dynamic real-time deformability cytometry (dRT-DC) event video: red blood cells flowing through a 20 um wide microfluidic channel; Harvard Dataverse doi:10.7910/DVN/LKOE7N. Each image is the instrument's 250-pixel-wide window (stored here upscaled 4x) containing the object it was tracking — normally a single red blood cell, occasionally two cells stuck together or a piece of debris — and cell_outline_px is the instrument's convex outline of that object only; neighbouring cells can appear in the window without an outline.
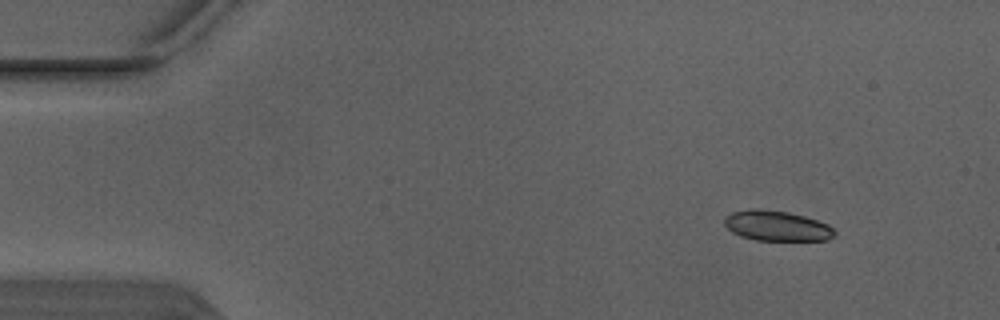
{"species": "Egyptian fruit bat (a non-hibernating species)", "species_latin": "Rousettus aegyptiacus", "temperature_condition": "warm", "stored_images_in_passage": 5, "camera_frame_rate_fps": 3000, "um_per_image_px": 0.085, "animal": {"sex": "male"}, "frame": {"image": 1, "passage_image": 2, "time_ms": 0.333, "image_size_px": [1000, 320], "cell_outline_px": [[836, 232], [828, 240], [756, 240], [740, 236], [732, 232], [724, 224], [724, 216], [732, 212], [752, 208], [756, 208], [788, 212], [804, 216], [828, 224]], "centroid_in_image_um": [65.99, 19.19], "position_along_channel_um": 19.0, "area_um2": 19.36}}
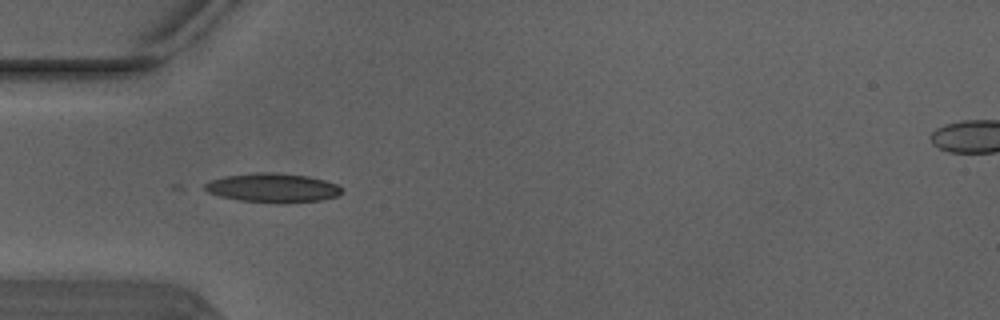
{"frame": {"image": 2, "passage_image": 5, "time_ms": 1.333, "image_size_px": [1000, 320], "cell_outline_px": [[344, 192], [336, 196], [320, 200], [284, 204], [240, 200], [220, 196], [208, 192], [204, 188], [204, 184], [212, 180], [224, 176], [264, 172], [276, 172], [308, 176], [324, 180], [336, 184]], "centroid_in_image_um": [23.2, 15.97], "position_along_channel_um": 61.8, "area_um2": 23.18}}